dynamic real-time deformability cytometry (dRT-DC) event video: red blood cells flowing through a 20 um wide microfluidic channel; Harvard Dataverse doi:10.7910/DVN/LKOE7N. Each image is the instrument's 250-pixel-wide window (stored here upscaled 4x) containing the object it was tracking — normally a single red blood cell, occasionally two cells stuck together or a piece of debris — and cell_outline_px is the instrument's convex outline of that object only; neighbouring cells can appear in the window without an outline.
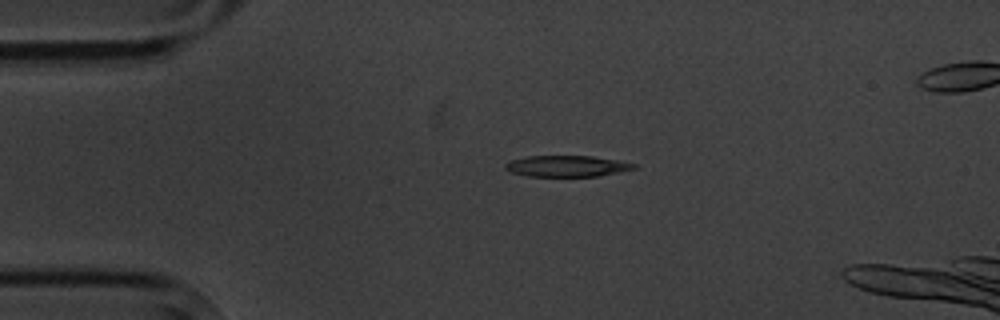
{"species": "common noctule bat (a hibernating species)", "species_latin": "Nyctalus noctula", "temperature_condition": "cold", "stored_images_in_passage": 5, "camera_frame_rate_fps": 3000, "um_per_image_px": 0.085, "animal": {"sex": "male", "body_mass_g": 20.1, "forearm_length_mm": 53.5}, "frame": {"image": 1, "passage_image": 5, "time_ms": 5.667, "image_size_px": [1000, 320], "cell_outline_px": [[636, 168], [596, 176], [528, 176], [512, 172], [504, 168], [504, 164], [508, 160], [528, 156], [592, 156], [616, 160], [636, 164]], "centroid_in_image_um": [48.11, 14.11], "position_along_channel_um": 36.9, "area_um2": 15.66}}